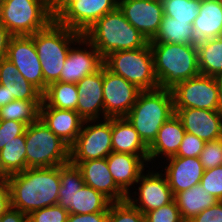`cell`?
I'll use <instances>...</instances> for the list:
<instances>
[{
  "mask_svg": "<svg viewBox=\"0 0 222 222\" xmlns=\"http://www.w3.org/2000/svg\"><path fill=\"white\" fill-rule=\"evenodd\" d=\"M11 208L29 215L31 212L58 204L61 186L60 165L27 168L12 174L8 181Z\"/></svg>",
  "mask_w": 222,
  "mask_h": 222,
  "instance_id": "obj_1",
  "label": "cell"
},
{
  "mask_svg": "<svg viewBox=\"0 0 222 222\" xmlns=\"http://www.w3.org/2000/svg\"><path fill=\"white\" fill-rule=\"evenodd\" d=\"M83 37L103 58L116 51L142 48L148 43L118 7L98 19Z\"/></svg>",
  "mask_w": 222,
  "mask_h": 222,
  "instance_id": "obj_2",
  "label": "cell"
},
{
  "mask_svg": "<svg viewBox=\"0 0 222 222\" xmlns=\"http://www.w3.org/2000/svg\"><path fill=\"white\" fill-rule=\"evenodd\" d=\"M149 44L160 89L171 90L177 84L200 74L197 45Z\"/></svg>",
  "mask_w": 222,
  "mask_h": 222,
  "instance_id": "obj_3",
  "label": "cell"
},
{
  "mask_svg": "<svg viewBox=\"0 0 222 222\" xmlns=\"http://www.w3.org/2000/svg\"><path fill=\"white\" fill-rule=\"evenodd\" d=\"M30 36L33 38L41 63L45 92L49 84L60 81V74L70 48L83 35L53 20L45 29Z\"/></svg>",
  "mask_w": 222,
  "mask_h": 222,
  "instance_id": "obj_4",
  "label": "cell"
},
{
  "mask_svg": "<svg viewBox=\"0 0 222 222\" xmlns=\"http://www.w3.org/2000/svg\"><path fill=\"white\" fill-rule=\"evenodd\" d=\"M174 114L172 91L158 88L141 91L125 117L149 147L156 139L161 126Z\"/></svg>",
  "mask_w": 222,
  "mask_h": 222,
  "instance_id": "obj_5",
  "label": "cell"
},
{
  "mask_svg": "<svg viewBox=\"0 0 222 222\" xmlns=\"http://www.w3.org/2000/svg\"><path fill=\"white\" fill-rule=\"evenodd\" d=\"M60 182L58 204L69 214L108 212L111 201L101 192L85 185L77 165L70 161L60 165Z\"/></svg>",
  "mask_w": 222,
  "mask_h": 222,
  "instance_id": "obj_6",
  "label": "cell"
},
{
  "mask_svg": "<svg viewBox=\"0 0 222 222\" xmlns=\"http://www.w3.org/2000/svg\"><path fill=\"white\" fill-rule=\"evenodd\" d=\"M104 65L141 91L159 88L149 42L142 48L110 53L104 58Z\"/></svg>",
  "mask_w": 222,
  "mask_h": 222,
  "instance_id": "obj_7",
  "label": "cell"
},
{
  "mask_svg": "<svg viewBox=\"0 0 222 222\" xmlns=\"http://www.w3.org/2000/svg\"><path fill=\"white\" fill-rule=\"evenodd\" d=\"M28 168L56 167L69 162V146L39 118L25 130Z\"/></svg>",
  "mask_w": 222,
  "mask_h": 222,
  "instance_id": "obj_8",
  "label": "cell"
},
{
  "mask_svg": "<svg viewBox=\"0 0 222 222\" xmlns=\"http://www.w3.org/2000/svg\"><path fill=\"white\" fill-rule=\"evenodd\" d=\"M53 18L49 0H3L0 23L13 36L33 35L45 29Z\"/></svg>",
  "mask_w": 222,
  "mask_h": 222,
  "instance_id": "obj_9",
  "label": "cell"
},
{
  "mask_svg": "<svg viewBox=\"0 0 222 222\" xmlns=\"http://www.w3.org/2000/svg\"><path fill=\"white\" fill-rule=\"evenodd\" d=\"M99 121H84L75 142L69 147V161L106 158L113 152L111 142L112 118Z\"/></svg>",
  "mask_w": 222,
  "mask_h": 222,
  "instance_id": "obj_10",
  "label": "cell"
},
{
  "mask_svg": "<svg viewBox=\"0 0 222 222\" xmlns=\"http://www.w3.org/2000/svg\"><path fill=\"white\" fill-rule=\"evenodd\" d=\"M171 91L174 109L222 111V101L215 77L199 74L177 84Z\"/></svg>",
  "mask_w": 222,
  "mask_h": 222,
  "instance_id": "obj_11",
  "label": "cell"
},
{
  "mask_svg": "<svg viewBox=\"0 0 222 222\" xmlns=\"http://www.w3.org/2000/svg\"><path fill=\"white\" fill-rule=\"evenodd\" d=\"M140 92L131 82L103 65L104 119L125 117L136 103Z\"/></svg>",
  "mask_w": 222,
  "mask_h": 222,
  "instance_id": "obj_12",
  "label": "cell"
},
{
  "mask_svg": "<svg viewBox=\"0 0 222 222\" xmlns=\"http://www.w3.org/2000/svg\"><path fill=\"white\" fill-rule=\"evenodd\" d=\"M136 182L138 189L127 195V200L143 214L167 205L174 200V195L168 184L166 176L159 171L146 170ZM134 194V196H132ZM138 196V197H136ZM133 197V198H132Z\"/></svg>",
  "mask_w": 222,
  "mask_h": 222,
  "instance_id": "obj_13",
  "label": "cell"
},
{
  "mask_svg": "<svg viewBox=\"0 0 222 222\" xmlns=\"http://www.w3.org/2000/svg\"><path fill=\"white\" fill-rule=\"evenodd\" d=\"M6 58L16 66L19 74L44 93L41 63L30 35L12 36Z\"/></svg>",
  "mask_w": 222,
  "mask_h": 222,
  "instance_id": "obj_14",
  "label": "cell"
},
{
  "mask_svg": "<svg viewBox=\"0 0 222 222\" xmlns=\"http://www.w3.org/2000/svg\"><path fill=\"white\" fill-rule=\"evenodd\" d=\"M118 8L148 42L155 37L164 16L161 0H118Z\"/></svg>",
  "mask_w": 222,
  "mask_h": 222,
  "instance_id": "obj_15",
  "label": "cell"
},
{
  "mask_svg": "<svg viewBox=\"0 0 222 222\" xmlns=\"http://www.w3.org/2000/svg\"><path fill=\"white\" fill-rule=\"evenodd\" d=\"M75 45H77V47H75ZM103 65L104 58L94 46L82 36L78 42L70 48L60 74V82L76 84L85 76L100 70Z\"/></svg>",
  "mask_w": 222,
  "mask_h": 222,
  "instance_id": "obj_16",
  "label": "cell"
},
{
  "mask_svg": "<svg viewBox=\"0 0 222 222\" xmlns=\"http://www.w3.org/2000/svg\"><path fill=\"white\" fill-rule=\"evenodd\" d=\"M118 7V0H78L55 21L82 35L98 19Z\"/></svg>",
  "mask_w": 222,
  "mask_h": 222,
  "instance_id": "obj_17",
  "label": "cell"
},
{
  "mask_svg": "<svg viewBox=\"0 0 222 222\" xmlns=\"http://www.w3.org/2000/svg\"><path fill=\"white\" fill-rule=\"evenodd\" d=\"M186 132L204 142L222 138V111L182 108L174 109Z\"/></svg>",
  "mask_w": 222,
  "mask_h": 222,
  "instance_id": "obj_18",
  "label": "cell"
},
{
  "mask_svg": "<svg viewBox=\"0 0 222 222\" xmlns=\"http://www.w3.org/2000/svg\"><path fill=\"white\" fill-rule=\"evenodd\" d=\"M76 87L79 96L76 112L85 121L104 119L103 67L85 76Z\"/></svg>",
  "mask_w": 222,
  "mask_h": 222,
  "instance_id": "obj_19",
  "label": "cell"
},
{
  "mask_svg": "<svg viewBox=\"0 0 222 222\" xmlns=\"http://www.w3.org/2000/svg\"><path fill=\"white\" fill-rule=\"evenodd\" d=\"M106 159L114 182L126 195L132 192L130 189L145 171V166L149 167L148 155L111 152Z\"/></svg>",
  "mask_w": 222,
  "mask_h": 222,
  "instance_id": "obj_20",
  "label": "cell"
},
{
  "mask_svg": "<svg viewBox=\"0 0 222 222\" xmlns=\"http://www.w3.org/2000/svg\"><path fill=\"white\" fill-rule=\"evenodd\" d=\"M70 162L80 168L85 185L101 192L111 202L127 200V195L114 182L106 158Z\"/></svg>",
  "mask_w": 222,
  "mask_h": 222,
  "instance_id": "obj_21",
  "label": "cell"
},
{
  "mask_svg": "<svg viewBox=\"0 0 222 222\" xmlns=\"http://www.w3.org/2000/svg\"><path fill=\"white\" fill-rule=\"evenodd\" d=\"M166 160L164 175L174 196L200 183L205 169L199 157L172 156Z\"/></svg>",
  "mask_w": 222,
  "mask_h": 222,
  "instance_id": "obj_22",
  "label": "cell"
},
{
  "mask_svg": "<svg viewBox=\"0 0 222 222\" xmlns=\"http://www.w3.org/2000/svg\"><path fill=\"white\" fill-rule=\"evenodd\" d=\"M41 121L69 147L79 135L84 119L74 110L40 107Z\"/></svg>",
  "mask_w": 222,
  "mask_h": 222,
  "instance_id": "obj_23",
  "label": "cell"
},
{
  "mask_svg": "<svg viewBox=\"0 0 222 222\" xmlns=\"http://www.w3.org/2000/svg\"><path fill=\"white\" fill-rule=\"evenodd\" d=\"M185 133L181 120L174 114L161 126L156 139L148 147L149 163L152 160L155 163L160 156L166 159L175 156Z\"/></svg>",
  "mask_w": 222,
  "mask_h": 222,
  "instance_id": "obj_24",
  "label": "cell"
},
{
  "mask_svg": "<svg viewBox=\"0 0 222 222\" xmlns=\"http://www.w3.org/2000/svg\"><path fill=\"white\" fill-rule=\"evenodd\" d=\"M0 85L8 92L9 103L14 99L42 101V93L19 74L16 66L7 58L0 60Z\"/></svg>",
  "mask_w": 222,
  "mask_h": 222,
  "instance_id": "obj_25",
  "label": "cell"
},
{
  "mask_svg": "<svg viewBox=\"0 0 222 222\" xmlns=\"http://www.w3.org/2000/svg\"><path fill=\"white\" fill-rule=\"evenodd\" d=\"M111 142L113 152L148 155V146L126 117L112 118Z\"/></svg>",
  "mask_w": 222,
  "mask_h": 222,
  "instance_id": "obj_26",
  "label": "cell"
},
{
  "mask_svg": "<svg viewBox=\"0 0 222 222\" xmlns=\"http://www.w3.org/2000/svg\"><path fill=\"white\" fill-rule=\"evenodd\" d=\"M198 42L222 36V0H201L199 15L193 21Z\"/></svg>",
  "mask_w": 222,
  "mask_h": 222,
  "instance_id": "obj_27",
  "label": "cell"
},
{
  "mask_svg": "<svg viewBox=\"0 0 222 222\" xmlns=\"http://www.w3.org/2000/svg\"><path fill=\"white\" fill-rule=\"evenodd\" d=\"M174 200L185 222L219 201L205 190L201 183L177 193Z\"/></svg>",
  "mask_w": 222,
  "mask_h": 222,
  "instance_id": "obj_28",
  "label": "cell"
},
{
  "mask_svg": "<svg viewBox=\"0 0 222 222\" xmlns=\"http://www.w3.org/2000/svg\"><path fill=\"white\" fill-rule=\"evenodd\" d=\"M149 43L197 45L198 40L191 23L177 21L164 15L157 34Z\"/></svg>",
  "mask_w": 222,
  "mask_h": 222,
  "instance_id": "obj_29",
  "label": "cell"
},
{
  "mask_svg": "<svg viewBox=\"0 0 222 222\" xmlns=\"http://www.w3.org/2000/svg\"><path fill=\"white\" fill-rule=\"evenodd\" d=\"M78 99L76 84L57 81L47 86L42 94V104L40 107H55L76 111Z\"/></svg>",
  "mask_w": 222,
  "mask_h": 222,
  "instance_id": "obj_30",
  "label": "cell"
},
{
  "mask_svg": "<svg viewBox=\"0 0 222 222\" xmlns=\"http://www.w3.org/2000/svg\"><path fill=\"white\" fill-rule=\"evenodd\" d=\"M200 74L216 77L222 73V36L197 43Z\"/></svg>",
  "mask_w": 222,
  "mask_h": 222,
  "instance_id": "obj_31",
  "label": "cell"
},
{
  "mask_svg": "<svg viewBox=\"0 0 222 222\" xmlns=\"http://www.w3.org/2000/svg\"><path fill=\"white\" fill-rule=\"evenodd\" d=\"M42 101L12 100L0 107V120L19 121L27 126L39 119Z\"/></svg>",
  "mask_w": 222,
  "mask_h": 222,
  "instance_id": "obj_32",
  "label": "cell"
},
{
  "mask_svg": "<svg viewBox=\"0 0 222 222\" xmlns=\"http://www.w3.org/2000/svg\"><path fill=\"white\" fill-rule=\"evenodd\" d=\"M0 159L6 171L12 175L26 170L25 133L14 137L0 150Z\"/></svg>",
  "mask_w": 222,
  "mask_h": 222,
  "instance_id": "obj_33",
  "label": "cell"
},
{
  "mask_svg": "<svg viewBox=\"0 0 222 222\" xmlns=\"http://www.w3.org/2000/svg\"><path fill=\"white\" fill-rule=\"evenodd\" d=\"M164 15L181 22L193 24L199 15L201 0H161Z\"/></svg>",
  "mask_w": 222,
  "mask_h": 222,
  "instance_id": "obj_34",
  "label": "cell"
},
{
  "mask_svg": "<svg viewBox=\"0 0 222 222\" xmlns=\"http://www.w3.org/2000/svg\"><path fill=\"white\" fill-rule=\"evenodd\" d=\"M107 222H145V216L128 200L111 202Z\"/></svg>",
  "mask_w": 222,
  "mask_h": 222,
  "instance_id": "obj_35",
  "label": "cell"
},
{
  "mask_svg": "<svg viewBox=\"0 0 222 222\" xmlns=\"http://www.w3.org/2000/svg\"><path fill=\"white\" fill-rule=\"evenodd\" d=\"M69 212L59 204L35 210L28 215L29 222H67Z\"/></svg>",
  "mask_w": 222,
  "mask_h": 222,
  "instance_id": "obj_36",
  "label": "cell"
},
{
  "mask_svg": "<svg viewBox=\"0 0 222 222\" xmlns=\"http://www.w3.org/2000/svg\"><path fill=\"white\" fill-rule=\"evenodd\" d=\"M145 222H185L175 200L144 214Z\"/></svg>",
  "mask_w": 222,
  "mask_h": 222,
  "instance_id": "obj_37",
  "label": "cell"
},
{
  "mask_svg": "<svg viewBox=\"0 0 222 222\" xmlns=\"http://www.w3.org/2000/svg\"><path fill=\"white\" fill-rule=\"evenodd\" d=\"M199 159L205 170L222 165V138L205 142Z\"/></svg>",
  "mask_w": 222,
  "mask_h": 222,
  "instance_id": "obj_38",
  "label": "cell"
},
{
  "mask_svg": "<svg viewBox=\"0 0 222 222\" xmlns=\"http://www.w3.org/2000/svg\"><path fill=\"white\" fill-rule=\"evenodd\" d=\"M200 183L212 196L222 201V165L205 170Z\"/></svg>",
  "mask_w": 222,
  "mask_h": 222,
  "instance_id": "obj_39",
  "label": "cell"
},
{
  "mask_svg": "<svg viewBox=\"0 0 222 222\" xmlns=\"http://www.w3.org/2000/svg\"><path fill=\"white\" fill-rule=\"evenodd\" d=\"M205 142L197 136L186 132L175 156L199 157Z\"/></svg>",
  "mask_w": 222,
  "mask_h": 222,
  "instance_id": "obj_40",
  "label": "cell"
},
{
  "mask_svg": "<svg viewBox=\"0 0 222 222\" xmlns=\"http://www.w3.org/2000/svg\"><path fill=\"white\" fill-rule=\"evenodd\" d=\"M26 127L23 122L0 120V150L14 137L23 135Z\"/></svg>",
  "mask_w": 222,
  "mask_h": 222,
  "instance_id": "obj_41",
  "label": "cell"
},
{
  "mask_svg": "<svg viewBox=\"0 0 222 222\" xmlns=\"http://www.w3.org/2000/svg\"><path fill=\"white\" fill-rule=\"evenodd\" d=\"M188 222H222V201L208 207Z\"/></svg>",
  "mask_w": 222,
  "mask_h": 222,
  "instance_id": "obj_42",
  "label": "cell"
},
{
  "mask_svg": "<svg viewBox=\"0 0 222 222\" xmlns=\"http://www.w3.org/2000/svg\"><path fill=\"white\" fill-rule=\"evenodd\" d=\"M108 212L69 214L67 222H107Z\"/></svg>",
  "mask_w": 222,
  "mask_h": 222,
  "instance_id": "obj_43",
  "label": "cell"
},
{
  "mask_svg": "<svg viewBox=\"0 0 222 222\" xmlns=\"http://www.w3.org/2000/svg\"><path fill=\"white\" fill-rule=\"evenodd\" d=\"M78 0H49L50 13L55 21L72 3Z\"/></svg>",
  "mask_w": 222,
  "mask_h": 222,
  "instance_id": "obj_44",
  "label": "cell"
},
{
  "mask_svg": "<svg viewBox=\"0 0 222 222\" xmlns=\"http://www.w3.org/2000/svg\"><path fill=\"white\" fill-rule=\"evenodd\" d=\"M11 208V194L9 185L0 184V217Z\"/></svg>",
  "mask_w": 222,
  "mask_h": 222,
  "instance_id": "obj_45",
  "label": "cell"
},
{
  "mask_svg": "<svg viewBox=\"0 0 222 222\" xmlns=\"http://www.w3.org/2000/svg\"><path fill=\"white\" fill-rule=\"evenodd\" d=\"M0 222H29V218L27 214L10 208L0 217Z\"/></svg>",
  "mask_w": 222,
  "mask_h": 222,
  "instance_id": "obj_46",
  "label": "cell"
},
{
  "mask_svg": "<svg viewBox=\"0 0 222 222\" xmlns=\"http://www.w3.org/2000/svg\"><path fill=\"white\" fill-rule=\"evenodd\" d=\"M13 35L0 23V60L7 57L8 45Z\"/></svg>",
  "mask_w": 222,
  "mask_h": 222,
  "instance_id": "obj_47",
  "label": "cell"
},
{
  "mask_svg": "<svg viewBox=\"0 0 222 222\" xmlns=\"http://www.w3.org/2000/svg\"><path fill=\"white\" fill-rule=\"evenodd\" d=\"M10 176L11 175L6 171L0 159V184H7Z\"/></svg>",
  "mask_w": 222,
  "mask_h": 222,
  "instance_id": "obj_48",
  "label": "cell"
},
{
  "mask_svg": "<svg viewBox=\"0 0 222 222\" xmlns=\"http://www.w3.org/2000/svg\"><path fill=\"white\" fill-rule=\"evenodd\" d=\"M9 103V94L5 90V87L0 85V107Z\"/></svg>",
  "mask_w": 222,
  "mask_h": 222,
  "instance_id": "obj_49",
  "label": "cell"
},
{
  "mask_svg": "<svg viewBox=\"0 0 222 222\" xmlns=\"http://www.w3.org/2000/svg\"><path fill=\"white\" fill-rule=\"evenodd\" d=\"M218 87H219V92H220V97L222 101V73L219 74L218 76L215 77Z\"/></svg>",
  "mask_w": 222,
  "mask_h": 222,
  "instance_id": "obj_50",
  "label": "cell"
},
{
  "mask_svg": "<svg viewBox=\"0 0 222 222\" xmlns=\"http://www.w3.org/2000/svg\"><path fill=\"white\" fill-rule=\"evenodd\" d=\"M2 2L3 0H0V16H1Z\"/></svg>",
  "mask_w": 222,
  "mask_h": 222,
  "instance_id": "obj_51",
  "label": "cell"
}]
</instances>
